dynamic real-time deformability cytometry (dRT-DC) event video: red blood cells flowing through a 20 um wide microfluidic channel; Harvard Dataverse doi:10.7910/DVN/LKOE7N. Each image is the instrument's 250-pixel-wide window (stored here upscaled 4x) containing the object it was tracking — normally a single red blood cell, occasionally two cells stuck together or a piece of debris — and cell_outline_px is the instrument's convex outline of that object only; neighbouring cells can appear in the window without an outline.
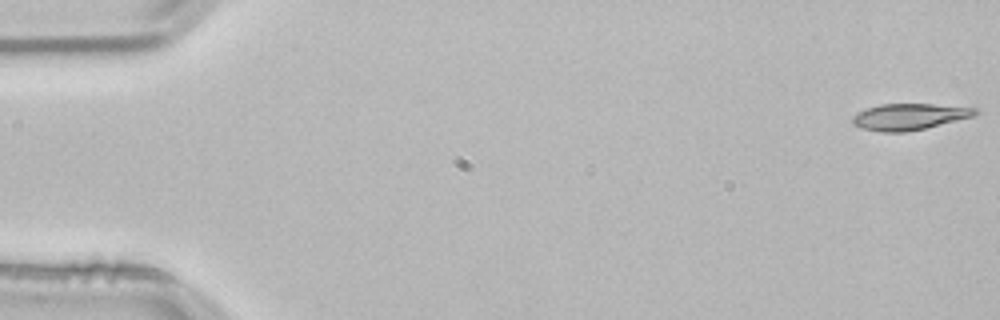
{"species": "common noctule bat (a hibernating species)", "species_latin": "Nyctalus noctula", "temperature_condition": "room temperature", "stored_images_in_passage": 53, "camera_frame_rate_fps": 3000, "um_per_image_px": 0.085, "animal": {"sex": "male", "body_mass_g": 21.5, "forearm_length_mm": 52.0}, "frame": {"image": 1, "passage_image": 1, "time_ms": 0.0, "image_size_px": [1000, 320], "cell_outline_px": [[980, 112], [972, 116], [924, 128], [904, 132], [880, 132], [860, 128], [852, 124], [852, 116], [868, 108], [880, 104], [932, 104], [976, 108]], "centroid_in_image_um": [77.24, 9.92], "position_along_channel_um": 7.8, "area_um2": 18.55}}
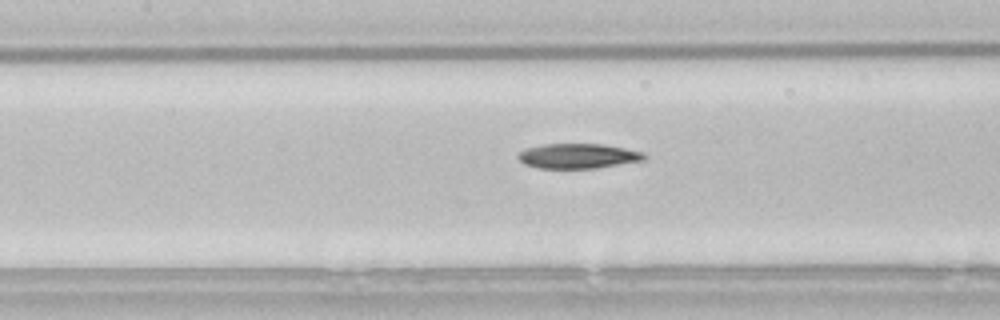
{"frame": {"image": 2, "passage_image": 24, "time_ms": 7.667, "image_size_px": [1000, 320], "cell_outline_px": [[648, 156], [644, 160], [596, 168], [536, 168], [524, 164], [516, 156], [520, 152], [528, 148], [544, 144], [600, 144], [624, 148], [640, 152]], "centroid_in_image_um": [49.11, 13.27], "position_along_channel_um": 158.3, "area_um2": 18.09}}
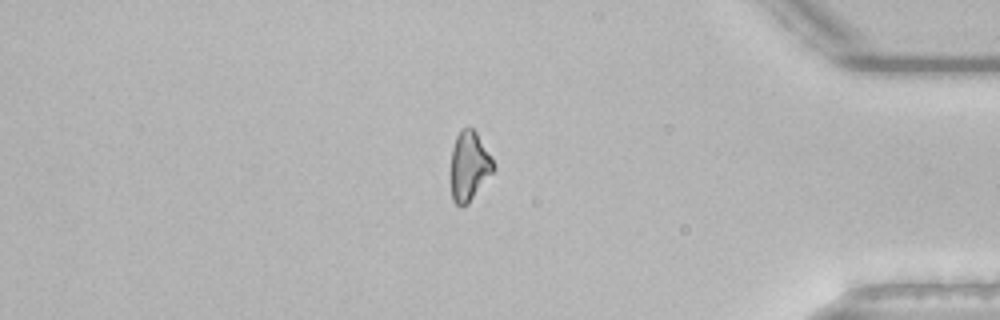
{"frame": {"image": 3, "passage_image": 45, "time_ms": 14.667, "image_size_px": [1000, 320], "cell_outline_px": [[496, 168], [468, 204], [460, 208], [452, 200], [452, 148], [456, 136], [460, 128], [472, 128], [476, 132], [496, 164]], "centroid_in_image_um": [39.9, 14.13], "position_along_channel_um": 395.3, "area_um2": 17.17}, "authors_computed_cell_mechanics": {"area_um2": 18.496, "velocity_mm_per_s": 3.8373, "shape_relaxation_time_tau1_ms": 10.9508, "shape_relaxation_time_tau2_ms": null, "deformation_change_tau1": 0.2361, "deformation_change_tau2": null}}